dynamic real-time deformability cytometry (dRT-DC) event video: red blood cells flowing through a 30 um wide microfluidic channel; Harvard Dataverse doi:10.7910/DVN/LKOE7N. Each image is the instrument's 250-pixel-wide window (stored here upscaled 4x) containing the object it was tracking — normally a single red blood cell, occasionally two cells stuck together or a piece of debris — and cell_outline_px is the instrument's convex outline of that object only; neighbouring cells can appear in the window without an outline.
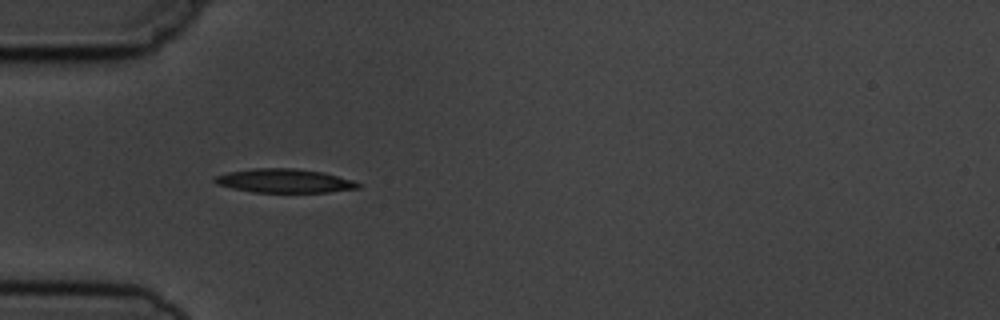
{"species": "common noctule bat (a hibernating species)", "species_latin": "Nyctalus noctula", "temperature_condition": "cold", "stored_images_in_passage": 2, "camera_frame_rate_fps": 3000, "um_per_image_px": 0.085, "animal": {"sex": "male", "body_mass_g": 19.5, "forearm_length_mm": 54.6}, "frame": {"image": 1, "passage_image": 1, "time_ms": 0.0, "image_size_px": [1000, 320], "cell_outline_px": [[360, 188], [328, 192], [252, 192], [232, 188], [216, 184], [212, 180], [216, 176], [228, 172], [252, 168], [296, 168], [324, 172], [352, 180], [360, 184]], "centroid_in_image_um": [24.16, 15.36], "position_along_channel_um": 60.8, "area_um2": 19.94}}
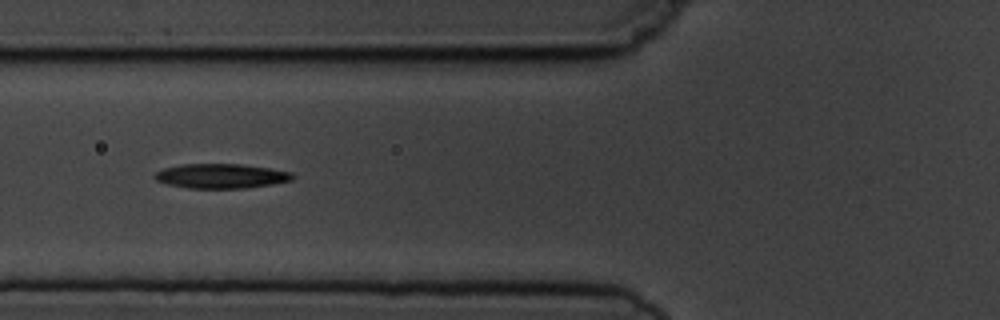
{"frame": {"image": 2, "passage_image": 2, "time_ms": 1.333, "image_size_px": [1000, 320], "cell_outline_px": [[296, 176], [292, 180], [272, 184], [244, 188], [188, 188], [168, 184], [156, 180], [152, 176], [156, 172], [164, 168], [180, 164], [240, 164], [268, 168], [292, 172]], "centroid_in_image_um": [18.79, 14.96], "position_along_channel_um": 107.0, "area_um2": 19.71}}